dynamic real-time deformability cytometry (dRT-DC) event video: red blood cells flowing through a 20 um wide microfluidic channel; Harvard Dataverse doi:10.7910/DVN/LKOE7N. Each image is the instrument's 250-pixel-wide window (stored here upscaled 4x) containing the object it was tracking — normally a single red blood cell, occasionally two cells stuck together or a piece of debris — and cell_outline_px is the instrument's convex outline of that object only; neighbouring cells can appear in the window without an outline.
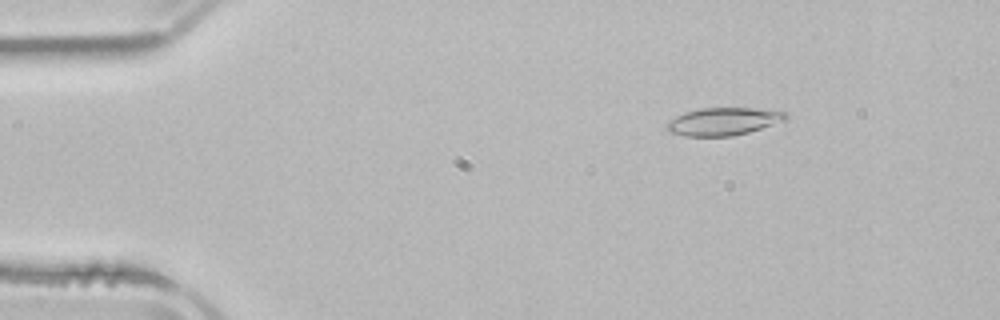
{"species": "common noctule bat (a hibernating species)", "species_latin": "Nyctalus noctula", "temperature_condition": "room temperature", "stored_images_in_passage": 4, "camera_frame_rate_fps": 3000, "um_per_image_px": 0.085, "animal": {"sex": "male", "body_mass_g": 21.5, "forearm_length_mm": 52.0}, "frame": {"image": 1, "passage_image": 3, "time_ms": 2.333, "image_size_px": [1000, 320], "cell_outline_px": [[788, 120], [748, 132], [732, 136], [684, 136], [668, 132], [664, 128], [664, 124], [676, 116], [684, 112], [700, 108], [756, 108], [788, 112]], "centroid_in_image_um": [61.47, 10.32], "position_along_channel_um": 23.5, "area_um2": 19.48}}